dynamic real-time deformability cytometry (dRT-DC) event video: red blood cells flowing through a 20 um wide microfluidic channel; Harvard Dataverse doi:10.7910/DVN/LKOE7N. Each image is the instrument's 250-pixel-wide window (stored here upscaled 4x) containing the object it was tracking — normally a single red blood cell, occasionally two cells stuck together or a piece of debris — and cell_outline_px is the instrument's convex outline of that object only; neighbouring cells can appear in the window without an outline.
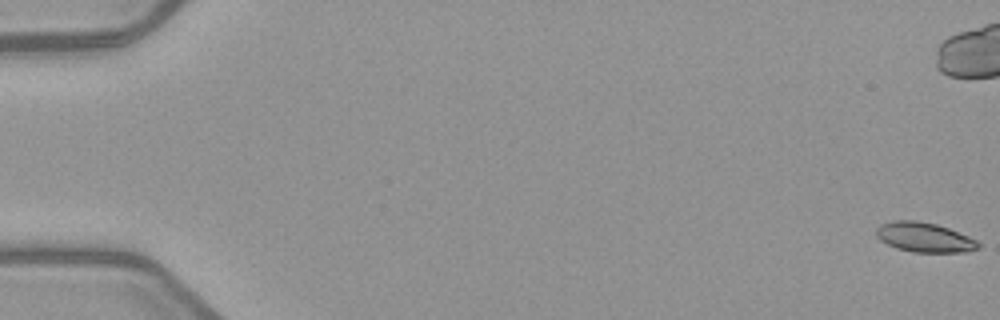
{"species": "common noctule bat (a hibernating species)", "species_latin": "Nyctalus noctula", "temperature_condition": "warm", "stored_images_in_passage": 7, "camera_frame_rate_fps": 3000, "um_per_image_px": 0.085, "animal": {"sex": "female", "body_mass_g": 21.9}, "frame": {"image": 1, "passage_image": 1, "time_ms": 0.0, "image_size_px": [1000, 320], "cell_outline_px": [[980, 248], [964, 252], [912, 252], [896, 248], [880, 240], [876, 236], [876, 228], [880, 224], [892, 220], [916, 220], [936, 224], [948, 228], [968, 236], [976, 240], [980, 244]], "centroid_in_image_um": [78.55, 20.17], "position_along_channel_um": 6.5, "area_um2": 17.69}}